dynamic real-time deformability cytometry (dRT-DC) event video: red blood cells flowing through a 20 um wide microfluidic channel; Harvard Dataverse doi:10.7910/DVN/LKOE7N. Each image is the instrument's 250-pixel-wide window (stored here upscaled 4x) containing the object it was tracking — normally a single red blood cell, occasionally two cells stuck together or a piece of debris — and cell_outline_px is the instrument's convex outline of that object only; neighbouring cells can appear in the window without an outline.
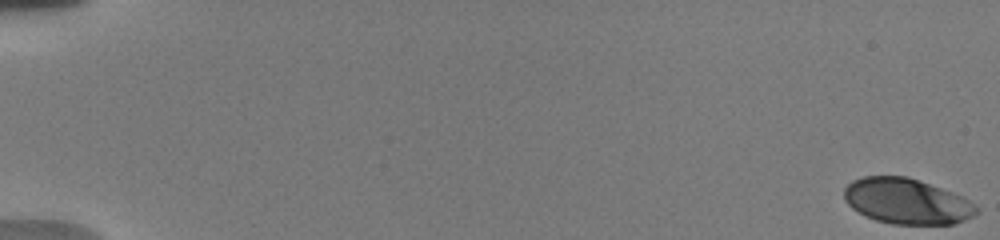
{"species": "human", "species_latin": "Homo sapiens", "temperature_condition": "warm", "stored_images_in_passage": 35, "camera_frame_rate_fps": 3000, "um_per_image_px": 0.085, "donor": {"sex": "male"}, "frame": {"image": 1, "passage_image": 1, "time_ms": 0.0, "image_size_px": [1000, 240], "cell_outline_px": [[980, 212], [964, 220], [952, 224], [892, 224], [876, 220], [864, 216], [852, 208], [844, 200], [844, 188], [852, 180], [864, 176], [908, 176], [940, 188], [960, 196], [968, 200]], "centroid_in_image_um": [77.02, 17.11], "position_along_channel_um": 8.0, "area_um2": 34.91}}
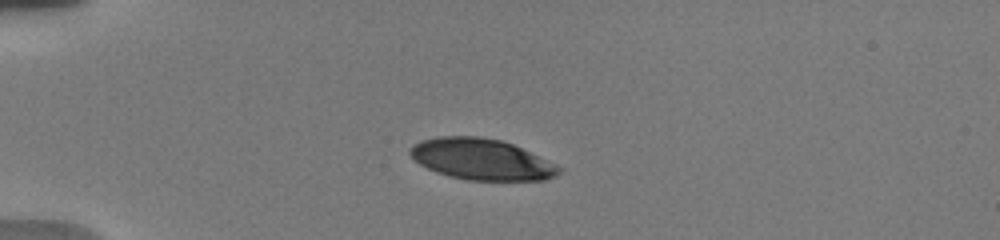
{"frame": {"image": 2, "passage_image": 29, "time_ms": 5.0, "image_size_px": [1000, 240], "cell_outline_px": [[564, 168], [556, 176], [544, 180], [468, 180], [448, 176], [436, 172], [420, 164], [408, 152], [408, 148], [420, 140], [436, 136], [480, 136], [500, 140], [512, 144]], "centroid_in_image_um": [40.9, 13.54], "position_along_channel_um": 44.1, "area_um2": 35.6}}